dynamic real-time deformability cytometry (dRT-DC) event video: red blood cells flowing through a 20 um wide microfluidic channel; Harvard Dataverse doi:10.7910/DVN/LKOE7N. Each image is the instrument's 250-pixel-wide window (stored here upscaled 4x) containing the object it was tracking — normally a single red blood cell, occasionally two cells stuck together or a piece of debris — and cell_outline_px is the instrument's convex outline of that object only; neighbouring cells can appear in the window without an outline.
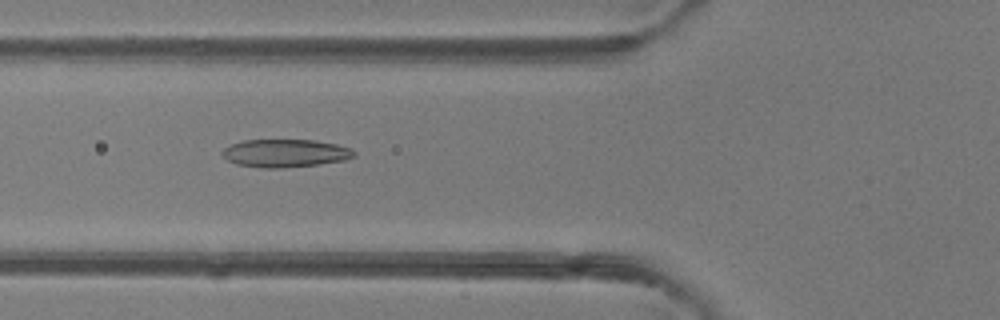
{"species": "common noctule bat (a hibernating species)", "species_latin": "Nyctalus noctula", "temperature_condition": "room temperature", "stored_images_in_passage": 48, "camera_frame_rate_fps": 3000, "um_per_image_px": 0.085, "animal": {"sex": "female"}, "frame": {"image": 1, "passage_image": 18, "time_ms": 5.667, "image_size_px": [1000, 320], "cell_outline_px": [[356, 156], [344, 160], [320, 164], [280, 168], [264, 168], [236, 164], [228, 160], [220, 152], [224, 148], [232, 144], [244, 140], [316, 140], [336, 144], [352, 148], [356, 152]], "centroid_in_image_um": [24.27, 13.02], "position_along_channel_um": 101.5, "area_um2": 21.5}}
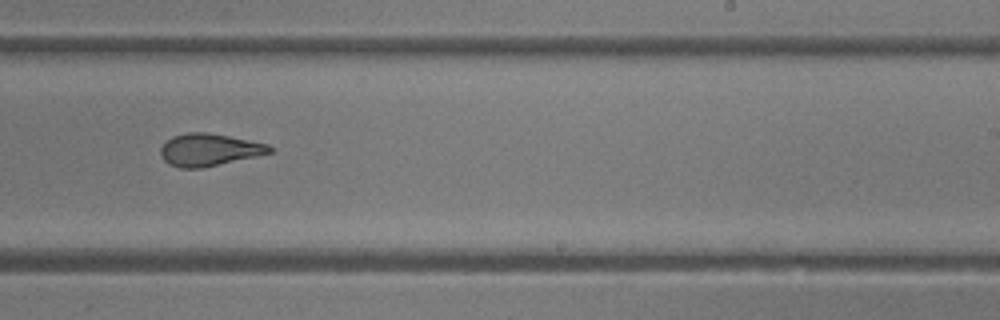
{"frame": {"image": 2, "passage_image": 30, "time_ms": 9.667, "image_size_px": [1000, 320], "cell_outline_px": [[272, 152], [256, 156], [200, 168], [180, 168], [168, 164], [160, 156], [160, 148], [172, 136], [188, 132], [208, 132], [268, 144], [272, 148]], "centroid_in_image_um": [17.73, 12.73], "position_along_channel_um": 271.3, "area_um2": 20.35}}
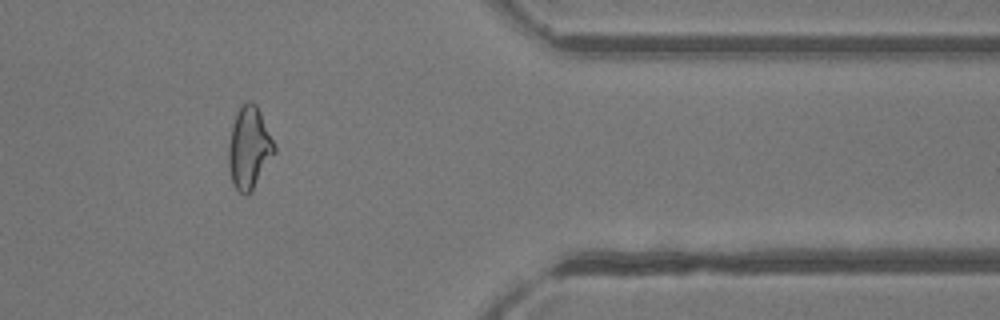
{"frame": {"image": 3, "passage_image": 40, "time_ms": 13.0, "image_size_px": [1000, 320], "cell_outline_px": [[276, 152], [252, 188], [244, 196], [232, 184], [228, 164], [228, 148], [232, 124], [236, 112], [248, 100], [252, 100], [256, 104], [276, 144]], "centroid_in_image_um": [21.17, 12.53], "position_along_channel_um": 390.2, "area_um2": 21.79}, "authors_computed_cell_mechanics": {"area_um2": 21.8773, "velocity_mm_per_s": 4.2418, "shape_relaxation_time_tau1_ms": 8.7087, "shape_relaxation_time_tau2_ms": 1.518, "deformation_change_tau1": 0.2429, "deformation_change_tau2": 0.0876}}